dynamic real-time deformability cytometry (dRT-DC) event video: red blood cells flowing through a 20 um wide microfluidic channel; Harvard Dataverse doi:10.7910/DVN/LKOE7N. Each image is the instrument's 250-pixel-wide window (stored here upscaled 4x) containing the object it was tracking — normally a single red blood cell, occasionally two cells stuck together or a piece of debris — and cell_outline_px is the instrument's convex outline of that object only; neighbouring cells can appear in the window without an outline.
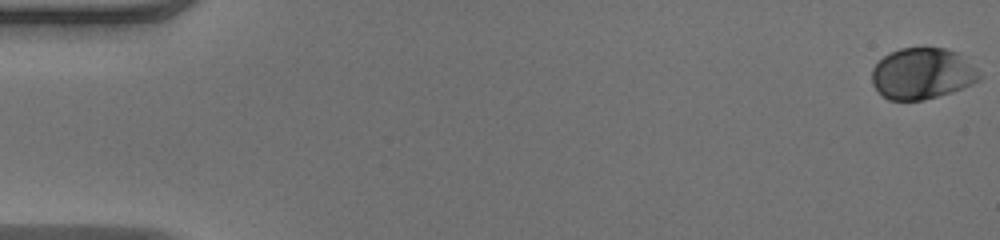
{"species": "human", "species_latin": "Homo sapiens", "temperature_condition": "warm", "stored_images_in_passage": 51, "camera_frame_rate_fps": 3000, "um_per_image_px": 0.085, "donor": {"sex": "male"}, "frame": {"image": 1, "passage_image": 1, "time_ms": 0.0, "image_size_px": [1000, 240], "cell_outline_px": [[984, 76], [980, 80], [972, 84], [952, 92], [924, 100], [888, 100], [872, 84], [872, 68], [884, 56], [900, 48], [944, 48], [960, 52]], "centroid_in_image_um": [78.44, 6.25], "position_along_channel_um": 6.6, "area_um2": 32.25}}
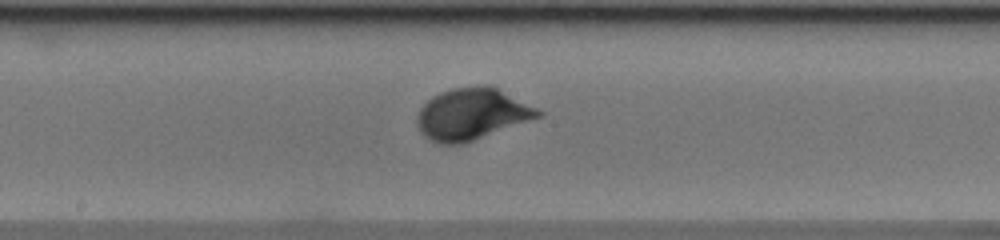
{"frame": {"image": 2, "passage_image": 28, "time_ms": 9.0, "image_size_px": [1000, 240], "cell_outline_px": [[544, 116], [460, 144], [440, 144], [424, 136], [420, 132], [416, 124], [416, 116], [420, 108], [432, 96], [440, 92], [452, 88], [480, 84], [488, 84], [544, 112]], "centroid_in_image_um": [40.08, 9.68], "position_along_channel_um": 208.1, "area_um2": 36.24}}
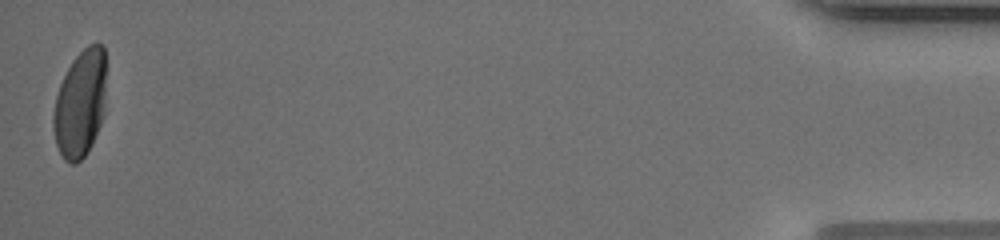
{"frame": {"image": 3, "passage_image": 51, "time_ms": 16.667, "image_size_px": [1000, 240], "cell_outline_px": [[104, 116], [92, 144], [88, 152], [76, 164], [68, 164], [64, 160], [56, 144], [52, 128], [52, 116], [56, 96], [60, 84], [72, 60], [88, 44], [104, 44]], "centroid_in_image_um": [6.8, 8.86], "position_along_channel_um": 428.4, "area_um2": 33.12}, "authors_computed_cell_mechanics": {"area_um2": 33.2928, "velocity_mm_per_s": 4.069, "shape_relaxation_time_tau1_ms": 2.3296, "shape_relaxation_time_tau2_ms": null, "deformation_change_tau1": 0.1527, "deformation_change_tau2": null}}